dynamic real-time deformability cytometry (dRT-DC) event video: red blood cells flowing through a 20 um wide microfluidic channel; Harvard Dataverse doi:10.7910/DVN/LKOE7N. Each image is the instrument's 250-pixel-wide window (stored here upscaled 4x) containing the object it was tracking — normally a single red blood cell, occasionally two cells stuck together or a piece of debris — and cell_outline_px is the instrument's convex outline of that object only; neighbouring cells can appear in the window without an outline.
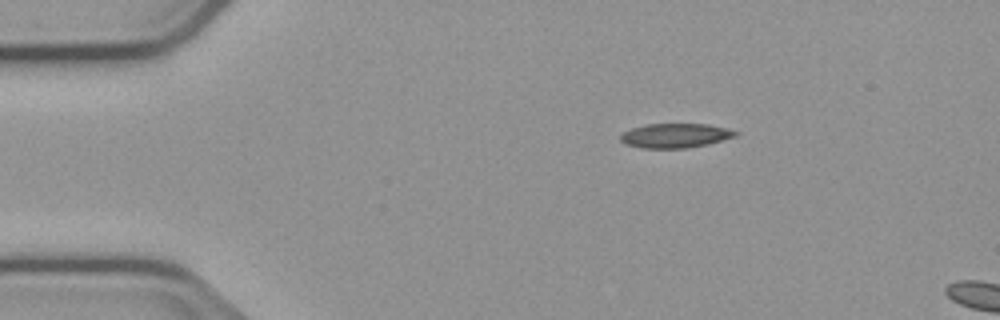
{"species": "common noctule bat (a hibernating species)", "species_latin": "Nyctalus noctula", "temperature_condition": "cold", "stored_images_in_passage": 5, "camera_frame_rate_fps": 3000, "um_per_image_px": 0.085, "animal": {"sex": "male", "body_mass_g": 23.1, "forearm_length_mm": 52.7}, "frame": {"image": 1, "passage_image": 1, "time_ms": 0.0, "image_size_px": [1000, 320], "cell_outline_px": [[740, 132], [736, 136], [708, 144], [688, 148], [640, 148], [624, 144], [620, 140], [620, 136], [624, 132], [632, 128], [648, 124], [708, 124]], "centroid_in_image_um": [57.38, 11.53], "position_along_channel_um": 27.6, "area_um2": 16.3}}